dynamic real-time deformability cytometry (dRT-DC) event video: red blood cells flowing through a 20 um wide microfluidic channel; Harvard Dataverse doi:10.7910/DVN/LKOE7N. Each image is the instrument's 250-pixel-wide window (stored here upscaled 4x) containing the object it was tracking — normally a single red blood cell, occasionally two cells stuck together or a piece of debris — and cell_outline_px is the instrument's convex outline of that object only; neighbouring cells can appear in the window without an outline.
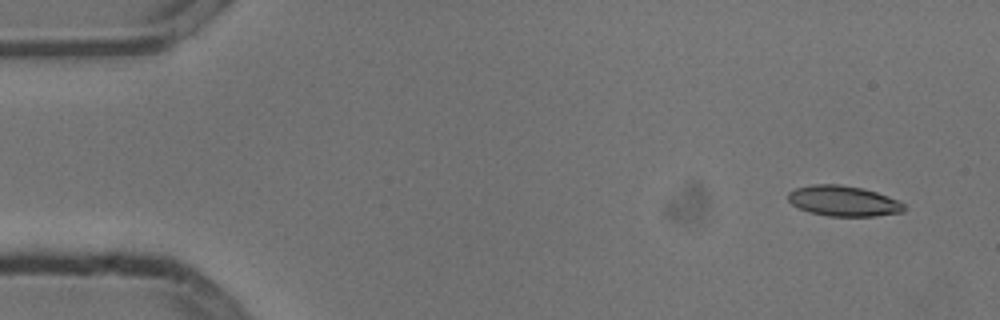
{"species": "common noctule bat (a hibernating species)", "species_latin": "Nyctalus noctula", "temperature_condition": "cold", "stored_images_in_passage": 6, "camera_frame_rate_fps": 3000, "um_per_image_px": 0.085, "animal": {"sex": "male", "body_mass_g": 13.3}, "frame": {"image": 1, "passage_image": 1, "time_ms": 0.0, "image_size_px": [1000, 320], "cell_outline_px": [[904, 212], [876, 216], [828, 216], [808, 212], [792, 204], [788, 200], [788, 192], [796, 188], [812, 184], [840, 184], [860, 188], [876, 192], [900, 200], [904, 204]], "centroid_in_image_um": [71.69, 17.08], "position_along_channel_um": 13.3, "area_um2": 20.63}}
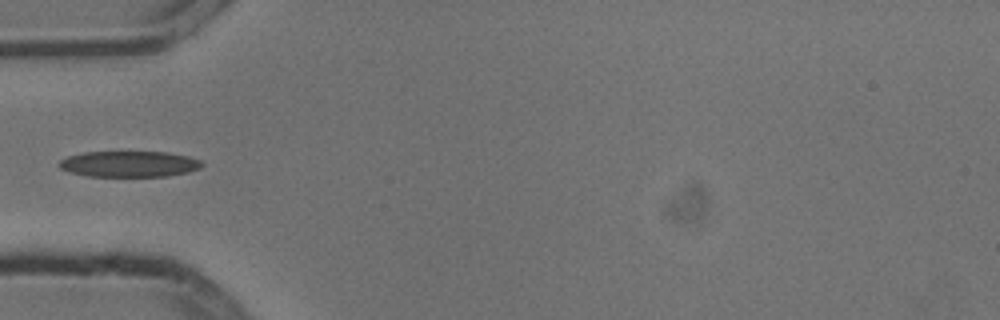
{"frame": {"image": 2, "passage_image": 5, "time_ms": 1.333, "image_size_px": [1000, 320], "cell_outline_px": [[204, 164], [200, 168], [188, 172], [168, 176], [88, 176], [68, 172], [60, 168], [56, 164], [60, 160], [68, 156], [84, 152], [168, 152], [188, 156], [200, 160]], "centroid_in_image_um": [10.96, 13.94], "position_along_channel_um": 74.0, "area_um2": 21.68}}
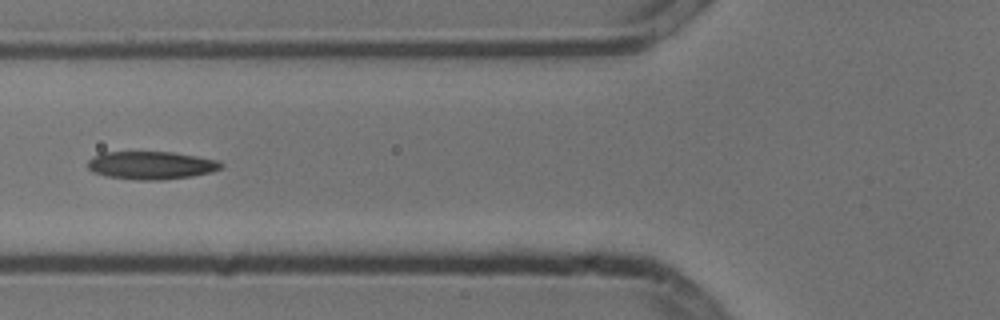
{"frame": {"image": 3, "passage_image": 6, "time_ms": 1.667, "image_size_px": [1000, 320], "cell_outline_px": [[224, 164], [220, 168], [212, 172], [192, 176], [160, 180], [136, 180], [104, 176], [92, 172], [88, 168], [88, 160], [92, 156], [100, 152], [172, 152], [220, 160]], "centroid_in_image_um": [12.82, 14.05], "position_along_channel_um": 113.0, "area_um2": 21.96}}